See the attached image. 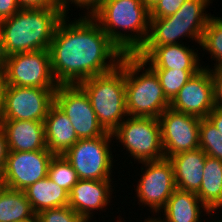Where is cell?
Wrapping results in <instances>:
<instances>
[{
    "label": "cell",
    "mask_w": 222,
    "mask_h": 222,
    "mask_svg": "<svg viewBox=\"0 0 222 222\" xmlns=\"http://www.w3.org/2000/svg\"><path fill=\"white\" fill-rule=\"evenodd\" d=\"M66 17L65 14L58 23L49 48L51 69L58 85H77L121 63L126 54L90 15L74 22Z\"/></svg>",
    "instance_id": "6da1fadb"
},
{
    "label": "cell",
    "mask_w": 222,
    "mask_h": 222,
    "mask_svg": "<svg viewBox=\"0 0 222 222\" xmlns=\"http://www.w3.org/2000/svg\"><path fill=\"white\" fill-rule=\"evenodd\" d=\"M163 209L165 218L162 222H201L202 209L210 216L214 212L208 210L196 193L180 189L173 192Z\"/></svg>",
    "instance_id": "44dd1931"
},
{
    "label": "cell",
    "mask_w": 222,
    "mask_h": 222,
    "mask_svg": "<svg viewBox=\"0 0 222 222\" xmlns=\"http://www.w3.org/2000/svg\"><path fill=\"white\" fill-rule=\"evenodd\" d=\"M110 182L112 180L79 179L69 192L68 206L90 222L94 216L92 211L103 210L110 203L113 191Z\"/></svg>",
    "instance_id": "e0dca14e"
},
{
    "label": "cell",
    "mask_w": 222,
    "mask_h": 222,
    "mask_svg": "<svg viewBox=\"0 0 222 222\" xmlns=\"http://www.w3.org/2000/svg\"><path fill=\"white\" fill-rule=\"evenodd\" d=\"M116 222H125V220H124V221H123V220L121 221V220L119 219V220H117Z\"/></svg>",
    "instance_id": "b9f144b4"
},
{
    "label": "cell",
    "mask_w": 222,
    "mask_h": 222,
    "mask_svg": "<svg viewBox=\"0 0 222 222\" xmlns=\"http://www.w3.org/2000/svg\"><path fill=\"white\" fill-rule=\"evenodd\" d=\"M139 163L146 168L136 186L137 197L142 205L151 208L153 214L154 212L159 214L177 189L172 163L166 158Z\"/></svg>",
    "instance_id": "5bb4252c"
},
{
    "label": "cell",
    "mask_w": 222,
    "mask_h": 222,
    "mask_svg": "<svg viewBox=\"0 0 222 222\" xmlns=\"http://www.w3.org/2000/svg\"><path fill=\"white\" fill-rule=\"evenodd\" d=\"M16 222H38V217H37V214H34L31 218L21 220V221H16Z\"/></svg>",
    "instance_id": "f35d334b"
},
{
    "label": "cell",
    "mask_w": 222,
    "mask_h": 222,
    "mask_svg": "<svg viewBox=\"0 0 222 222\" xmlns=\"http://www.w3.org/2000/svg\"><path fill=\"white\" fill-rule=\"evenodd\" d=\"M5 186H4V184H3V182L1 181V178H0V191L4 188Z\"/></svg>",
    "instance_id": "60d3db41"
},
{
    "label": "cell",
    "mask_w": 222,
    "mask_h": 222,
    "mask_svg": "<svg viewBox=\"0 0 222 222\" xmlns=\"http://www.w3.org/2000/svg\"><path fill=\"white\" fill-rule=\"evenodd\" d=\"M209 69L212 84H213V99L214 104L217 107L222 108V68L211 69L209 67H204Z\"/></svg>",
    "instance_id": "4dcf8cb0"
},
{
    "label": "cell",
    "mask_w": 222,
    "mask_h": 222,
    "mask_svg": "<svg viewBox=\"0 0 222 222\" xmlns=\"http://www.w3.org/2000/svg\"><path fill=\"white\" fill-rule=\"evenodd\" d=\"M200 46L208 51L216 62L214 68H222V18L212 16L206 25Z\"/></svg>",
    "instance_id": "484cf974"
},
{
    "label": "cell",
    "mask_w": 222,
    "mask_h": 222,
    "mask_svg": "<svg viewBox=\"0 0 222 222\" xmlns=\"http://www.w3.org/2000/svg\"><path fill=\"white\" fill-rule=\"evenodd\" d=\"M88 95L99 123L113 132L128 116L125 92V56L113 70L78 84ZM124 116V117H123Z\"/></svg>",
    "instance_id": "277c9868"
},
{
    "label": "cell",
    "mask_w": 222,
    "mask_h": 222,
    "mask_svg": "<svg viewBox=\"0 0 222 222\" xmlns=\"http://www.w3.org/2000/svg\"><path fill=\"white\" fill-rule=\"evenodd\" d=\"M57 88L6 86L0 120L44 122Z\"/></svg>",
    "instance_id": "30bf717a"
},
{
    "label": "cell",
    "mask_w": 222,
    "mask_h": 222,
    "mask_svg": "<svg viewBox=\"0 0 222 222\" xmlns=\"http://www.w3.org/2000/svg\"><path fill=\"white\" fill-rule=\"evenodd\" d=\"M19 10L16 0H0V21L10 18Z\"/></svg>",
    "instance_id": "836d02e7"
},
{
    "label": "cell",
    "mask_w": 222,
    "mask_h": 222,
    "mask_svg": "<svg viewBox=\"0 0 222 222\" xmlns=\"http://www.w3.org/2000/svg\"><path fill=\"white\" fill-rule=\"evenodd\" d=\"M6 87L5 63L0 56V110L3 105L4 91Z\"/></svg>",
    "instance_id": "8d00e7d4"
},
{
    "label": "cell",
    "mask_w": 222,
    "mask_h": 222,
    "mask_svg": "<svg viewBox=\"0 0 222 222\" xmlns=\"http://www.w3.org/2000/svg\"><path fill=\"white\" fill-rule=\"evenodd\" d=\"M8 155L7 140L3 130L0 127V173L3 171Z\"/></svg>",
    "instance_id": "e575fe53"
},
{
    "label": "cell",
    "mask_w": 222,
    "mask_h": 222,
    "mask_svg": "<svg viewBox=\"0 0 222 222\" xmlns=\"http://www.w3.org/2000/svg\"><path fill=\"white\" fill-rule=\"evenodd\" d=\"M184 44L141 47L135 54L151 69L201 70L199 55ZM202 66V67H201Z\"/></svg>",
    "instance_id": "2e32d148"
},
{
    "label": "cell",
    "mask_w": 222,
    "mask_h": 222,
    "mask_svg": "<svg viewBox=\"0 0 222 222\" xmlns=\"http://www.w3.org/2000/svg\"><path fill=\"white\" fill-rule=\"evenodd\" d=\"M61 1V8L63 12L67 15L69 3L75 4L77 7L86 8L87 14L91 15V13L104 1V0H60ZM90 9V10H89Z\"/></svg>",
    "instance_id": "d6a6232c"
},
{
    "label": "cell",
    "mask_w": 222,
    "mask_h": 222,
    "mask_svg": "<svg viewBox=\"0 0 222 222\" xmlns=\"http://www.w3.org/2000/svg\"><path fill=\"white\" fill-rule=\"evenodd\" d=\"M90 16L126 55H135L147 40L150 10L142 0H104Z\"/></svg>",
    "instance_id": "3957f363"
},
{
    "label": "cell",
    "mask_w": 222,
    "mask_h": 222,
    "mask_svg": "<svg viewBox=\"0 0 222 222\" xmlns=\"http://www.w3.org/2000/svg\"><path fill=\"white\" fill-rule=\"evenodd\" d=\"M35 214L51 208L68 205L69 193L48 176L33 183L24 190Z\"/></svg>",
    "instance_id": "7402d4cb"
},
{
    "label": "cell",
    "mask_w": 222,
    "mask_h": 222,
    "mask_svg": "<svg viewBox=\"0 0 222 222\" xmlns=\"http://www.w3.org/2000/svg\"><path fill=\"white\" fill-rule=\"evenodd\" d=\"M6 86L58 88L51 69L49 50H38L3 58Z\"/></svg>",
    "instance_id": "9c48e42d"
},
{
    "label": "cell",
    "mask_w": 222,
    "mask_h": 222,
    "mask_svg": "<svg viewBox=\"0 0 222 222\" xmlns=\"http://www.w3.org/2000/svg\"><path fill=\"white\" fill-rule=\"evenodd\" d=\"M145 66V62L136 55H125L127 113L130 117L159 118L170 107V101L164 95L156 73ZM141 70L142 74L139 73Z\"/></svg>",
    "instance_id": "5b68a950"
},
{
    "label": "cell",
    "mask_w": 222,
    "mask_h": 222,
    "mask_svg": "<svg viewBox=\"0 0 222 222\" xmlns=\"http://www.w3.org/2000/svg\"><path fill=\"white\" fill-rule=\"evenodd\" d=\"M112 135L138 162L165 158L158 118L127 116Z\"/></svg>",
    "instance_id": "52a82bcc"
},
{
    "label": "cell",
    "mask_w": 222,
    "mask_h": 222,
    "mask_svg": "<svg viewBox=\"0 0 222 222\" xmlns=\"http://www.w3.org/2000/svg\"><path fill=\"white\" fill-rule=\"evenodd\" d=\"M8 151H38L46 148L44 122L28 120H0Z\"/></svg>",
    "instance_id": "ac0fdd59"
},
{
    "label": "cell",
    "mask_w": 222,
    "mask_h": 222,
    "mask_svg": "<svg viewBox=\"0 0 222 222\" xmlns=\"http://www.w3.org/2000/svg\"><path fill=\"white\" fill-rule=\"evenodd\" d=\"M54 155L49 150L8 151L5 167L0 173L1 181L7 188L24 191L48 175Z\"/></svg>",
    "instance_id": "7c38bea8"
},
{
    "label": "cell",
    "mask_w": 222,
    "mask_h": 222,
    "mask_svg": "<svg viewBox=\"0 0 222 222\" xmlns=\"http://www.w3.org/2000/svg\"><path fill=\"white\" fill-rule=\"evenodd\" d=\"M211 1L187 0L171 16L150 18L149 34L142 47L180 44L178 40L183 36L195 40L200 45L206 25L212 17L205 11Z\"/></svg>",
    "instance_id": "8992f818"
},
{
    "label": "cell",
    "mask_w": 222,
    "mask_h": 222,
    "mask_svg": "<svg viewBox=\"0 0 222 222\" xmlns=\"http://www.w3.org/2000/svg\"><path fill=\"white\" fill-rule=\"evenodd\" d=\"M111 132L92 139H79L63 156L75 169L79 179L112 180L113 156Z\"/></svg>",
    "instance_id": "ba28073f"
},
{
    "label": "cell",
    "mask_w": 222,
    "mask_h": 222,
    "mask_svg": "<svg viewBox=\"0 0 222 222\" xmlns=\"http://www.w3.org/2000/svg\"><path fill=\"white\" fill-rule=\"evenodd\" d=\"M176 111L207 118L215 108L213 84L209 69L203 68L195 74L170 102Z\"/></svg>",
    "instance_id": "9a60e30c"
},
{
    "label": "cell",
    "mask_w": 222,
    "mask_h": 222,
    "mask_svg": "<svg viewBox=\"0 0 222 222\" xmlns=\"http://www.w3.org/2000/svg\"><path fill=\"white\" fill-rule=\"evenodd\" d=\"M187 0H160L150 9V18H165L176 13Z\"/></svg>",
    "instance_id": "f546056e"
},
{
    "label": "cell",
    "mask_w": 222,
    "mask_h": 222,
    "mask_svg": "<svg viewBox=\"0 0 222 222\" xmlns=\"http://www.w3.org/2000/svg\"><path fill=\"white\" fill-rule=\"evenodd\" d=\"M47 176L68 193L79 180L75 169L63 155L52 157Z\"/></svg>",
    "instance_id": "4316f807"
},
{
    "label": "cell",
    "mask_w": 222,
    "mask_h": 222,
    "mask_svg": "<svg viewBox=\"0 0 222 222\" xmlns=\"http://www.w3.org/2000/svg\"><path fill=\"white\" fill-rule=\"evenodd\" d=\"M34 214L24 191L7 187L0 191V222L21 221Z\"/></svg>",
    "instance_id": "cb8c5ba5"
},
{
    "label": "cell",
    "mask_w": 222,
    "mask_h": 222,
    "mask_svg": "<svg viewBox=\"0 0 222 222\" xmlns=\"http://www.w3.org/2000/svg\"><path fill=\"white\" fill-rule=\"evenodd\" d=\"M199 148L209 157L222 161V133L208 118H201L199 128Z\"/></svg>",
    "instance_id": "83f0119b"
},
{
    "label": "cell",
    "mask_w": 222,
    "mask_h": 222,
    "mask_svg": "<svg viewBox=\"0 0 222 222\" xmlns=\"http://www.w3.org/2000/svg\"><path fill=\"white\" fill-rule=\"evenodd\" d=\"M144 222H162V221H161V217H159V218H156V217L152 218L151 217V218L145 219Z\"/></svg>",
    "instance_id": "ab89813d"
},
{
    "label": "cell",
    "mask_w": 222,
    "mask_h": 222,
    "mask_svg": "<svg viewBox=\"0 0 222 222\" xmlns=\"http://www.w3.org/2000/svg\"><path fill=\"white\" fill-rule=\"evenodd\" d=\"M20 9L61 7L60 0H16Z\"/></svg>",
    "instance_id": "1f68e13d"
},
{
    "label": "cell",
    "mask_w": 222,
    "mask_h": 222,
    "mask_svg": "<svg viewBox=\"0 0 222 222\" xmlns=\"http://www.w3.org/2000/svg\"><path fill=\"white\" fill-rule=\"evenodd\" d=\"M159 78L164 95L171 102L179 90L200 70L152 69Z\"/></svg>",
    "instance_id": "d4e9b609"
},
{
    "label": "cell",
    "mask_w": 222,
    "mask_h": 222,
    "mask_svg": "<svg viewBox=\"0 0 222 222\" xmlns=\"http://www.w3.org/2000/svg\"><path fill=\"white\" fill-rule=\"evenodd\" d=\"M207 118L222 133V108L215 106V108L208 114Z\"/></svg>",
    "instance_id": "d590c367"
},
{
    "label": "cell",
    "mask_w": 222,
    "mask_h": 222,
    "mask_svg": "<svg viewBox=\"0 0 222 222\" xmlns=\"http://www.w3.org/2000/svg\"><path fill=\"white\" fill-rule=\"evenodd\" d=\"M38 222H87L70 206L45 209L37 214Z\"/></svg>",
    "instance_id": "f1b7e54d"
},
{
    "label": "cell",
    "mask_w": 222,
    "mask_h": 222,
    "mask_svg": "<svg viewBox=\"0 0 222 222\" xmlns=\"http://www.w3.org/2000/svg\"><path fill=\"white\" fill-rule=\"evenodd\" d=\"M54 103L70 119L79 139H92L107 133L99 123L88 95L78 84L59 85Z\"/></svg>",
    "instance_id": "8fae6325"
},
{
    "label": "cell",
    "mask_w": 222,
    "mask_h": 222,
    "mask_svg": "<svg viewBox=\"0 0 222 222\" xmlns=\"http://www.w3.org/2000/svg\"><path fill=\"white\" fill-rule=\"evenodd\" d=\"M204 175L196 193L208 210L222 209V161L206 156Z\"/></svg>",
    "instance_id": "603a6c76"
},
{
    "label": "cell",
    "mask_w": 222,
    "mask_h": 222,
    "mask_svg": "<svg viewBox=\"0 0 222 222\" xmlns=\"http://www.w3.org/2000/svg\"><path fill=\"white\" fill-rule=\"evenodd\" d=\"M64 16L61 7L20 9L0 21V56L49 50L56 27Z\"/></svg>",
    "instance_id": "7a4b0ae2"
},
{
    "label": "cell",
    "mask_w": 222,
    "mask_h": 222,
    "mask_svg": "<svg viewBox=\"0 0 222 222\" xmlns=\"http://www.w3.org/2000/svg\"><path fill=\"white\" fill-rule=\"evenodd\" d=\"M46 148L55 155H63L78 140L66 114L53 103L44 120Z\"/></svg>",
    "instance_id": "ffe728a7"
},
{
    "label": "cell",
    "mask_w": 222,
    "mask_h": 222,
    "mask_svg": "<svg viewBox=\"0 0 222 222\" xmlns=\"http://www.w3.org/2000/svg\"><path fill=\"white\" fill-rule=\"evenodd\" d=\"M146 7L150 10L154 5H156L160 0H142Z\"/></svg>",
    "instance_id": "74e56055"
},
{
    "label": "cell",
    "mask_w": 222,
    "mask_h": 222,
    "mask_svg": "<svg viewBox=\"0 0 222 222\" xmlns=\"http://www.w3.org/2000/svg\"><path fill=\"white\" fill-rule=\"evenodd\" d=\"M165 158L199 148L201 118L167 108L159 116Z\"/></svg>",
    "instance_id": "4fadbf2b"
},
{
    "label": "cell",
    "mask_w": 222,
    "mask_h": 222,
    "mask_svg": "<svg viewBox=\"0 0 222 222\" xmlns=\"http://www.w3.org/2000/svg\"><path fill=\"white\" fill-rule=\"evenodd\" d=\"M205 152L201 149L184 151L169 157L177 189L197 193L204 175Z\"/></svg>",
    "instance_id": "d6986e66"
}]
</instances>
